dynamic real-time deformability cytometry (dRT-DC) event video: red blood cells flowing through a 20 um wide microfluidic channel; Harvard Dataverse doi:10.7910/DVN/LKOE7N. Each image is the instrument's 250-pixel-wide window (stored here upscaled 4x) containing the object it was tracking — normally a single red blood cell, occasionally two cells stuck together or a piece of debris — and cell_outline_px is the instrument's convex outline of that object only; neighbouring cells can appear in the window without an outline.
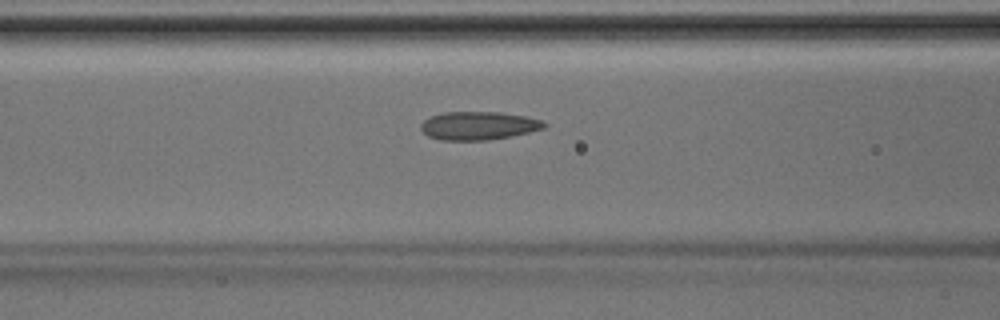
{"species": "Egyptian fruit bat (a non-hibernating species)", "species_latin": "Rousettus aegyptiacus", "temperature_condition": "room temperature", "stored_images_in_passage": 33, "camera_frame_rate_fps": 3000, "um_per_image_px": 0.085, "animal": {"sex": "male"}, "frame": {"image": 1, "passage_image": 7, "time_ms": 2.0, "image_size_px": [1000, 320], "cell_outline_px": [[548, 124], [544, 128], [512, 136], [488, 140], [440, 140], [428, 136], [420, 128], [420, 124], [424, 120], [432, 116], [444, 112], [500, 112], [528, 116], [540, 120]], "centroid_in_image_um": [40.68, 10.68], "position_along_channel_um": 125.9, "area_um2": 20.35}}
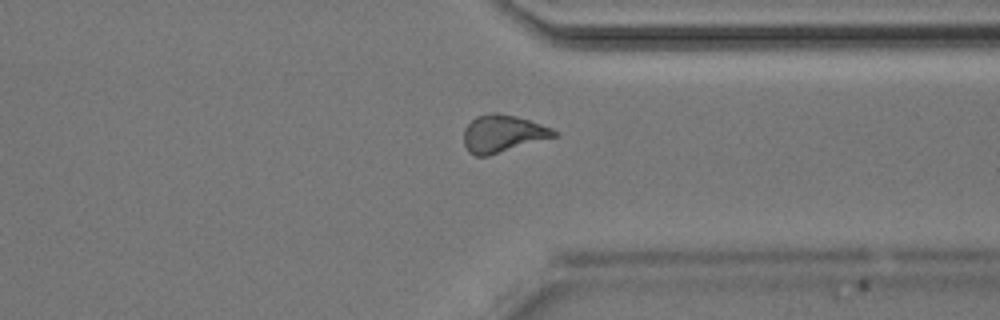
{"frame": {"image": 2, "passage_image": 23, "time_ms": 7.333, "image_size_px": [1000, 320], "cell_outline_px": [[560, 132], [556, 136], [488, 156], [476, 156], [468, 152], [464, 144], [464, 128], [476, 116], [492, 112], [496, 112], [516, 116], [552, 128]], "centroid_in_image_um": [42.71, 11.36], "position_along_channel_um": 368.7, "area_um2": 19.59}}
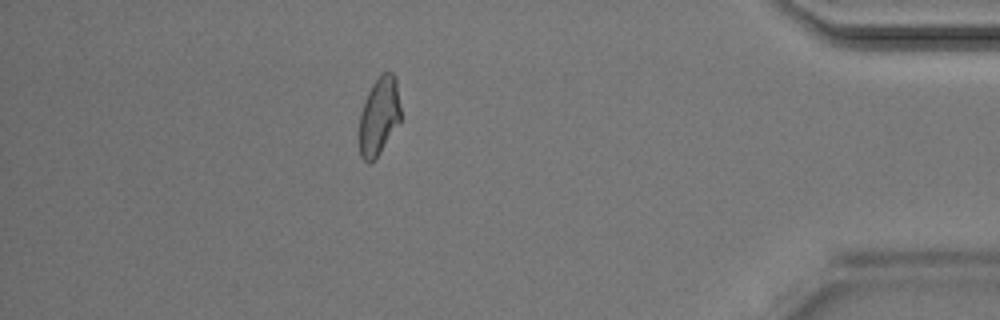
{"frame": {"image": 3, "passage_image": 28, "time_ms": 9.0, "image_size_px": [1000, 320], "cell_outline_px": [[400, 120], [380, 152], [368, 164], [360, 156], [360, 112], [364, 100], [372, 84], [384, 72], [392, 72], [396, 76], [400, 108]], "centroid_in_image_um": [32.21, 9.84], "position_along_channel_um": 403.0, "area_um2": 18.5}}